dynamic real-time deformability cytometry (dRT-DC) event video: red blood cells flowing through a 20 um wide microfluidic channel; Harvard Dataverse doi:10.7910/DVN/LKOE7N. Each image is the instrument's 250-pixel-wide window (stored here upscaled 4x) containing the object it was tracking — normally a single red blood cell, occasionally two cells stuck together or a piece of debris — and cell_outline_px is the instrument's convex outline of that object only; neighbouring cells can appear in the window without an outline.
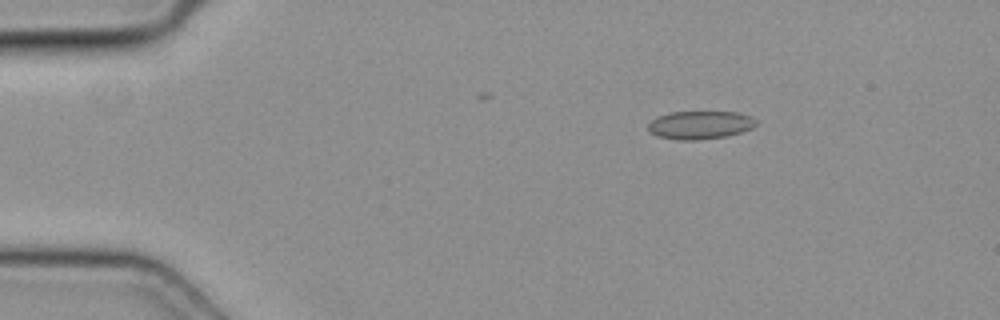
{"species": "common noctule bat (a hibernating species)", "species_latin": "Nyctalus noctula", "temperature_condition": "cold", "stored_images_in_passage": 42, "camera_frame_rate_fps": 3000, "um_per_image_px": 0.085, "animal": {"sex": "female", "body_mass_g": 19.3, "forearm_length_mm": 54.1}, "frame": {"image": 1, "passage_image": 1, "time_ms": 0.0, "image_size_px": [1000, 320], "cell_outline_px": [[756, 124], [752, 128], [740, 132], [724, 136], [700, 140], [676, 140], [656, 136], [648, 128], [648, 124], [656, 116], [672, 112], [736, 112], [748, 116], [756, 120]], "centroid_in_image_um": [59.46, 10.63], "position_along_channel_um": 25.5, "area_um2": 17.57}}
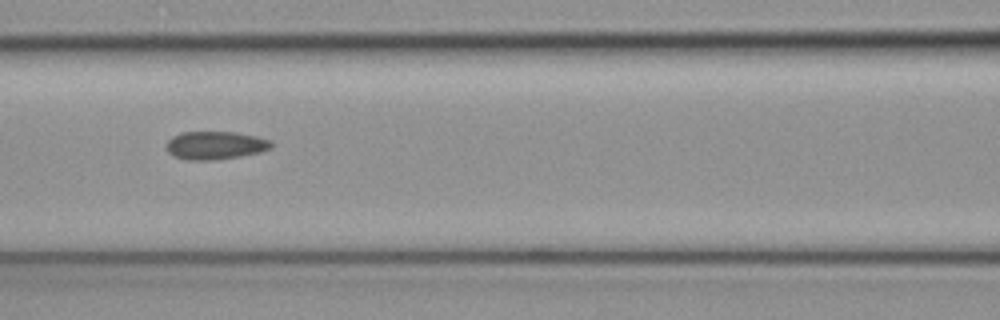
{"frame": {"image": 2, "passage_image": 15, "time_ms": 4.667, "image_size_px": [1000, 320], "cell_outline_px": [[272, 148], [260, 152], [240, 156], [216, 160], [184, 160], [172, 156], [168, 152], [168, 140], [172, 136], [180, 132], [236, 132], [256, 136], [272, 140]], "centroid_in_image_um": [18.3, 12.36], "position_along_channel_um": 148.3, "area_um2": 17.34}}
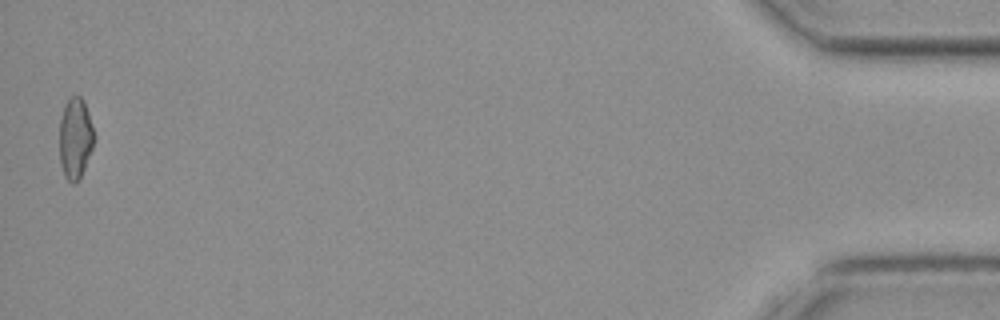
{"frame": {"image": 3, "passage_image": 42, "time_ms": 13.667, "image_size_px": [1000, 320], "cell_outline_px": [[96, 136], [92, 148], [84, 168], [80, 176], [72, 184], [64, 176], [60, 164], [60, 120], [64, 104], [68, 96], [80, 96], [88, 112]], "centroid_in_image_um": [6.39, 11.72], "position_along_channel_um": 428.8, "area_um2": 16.3}}